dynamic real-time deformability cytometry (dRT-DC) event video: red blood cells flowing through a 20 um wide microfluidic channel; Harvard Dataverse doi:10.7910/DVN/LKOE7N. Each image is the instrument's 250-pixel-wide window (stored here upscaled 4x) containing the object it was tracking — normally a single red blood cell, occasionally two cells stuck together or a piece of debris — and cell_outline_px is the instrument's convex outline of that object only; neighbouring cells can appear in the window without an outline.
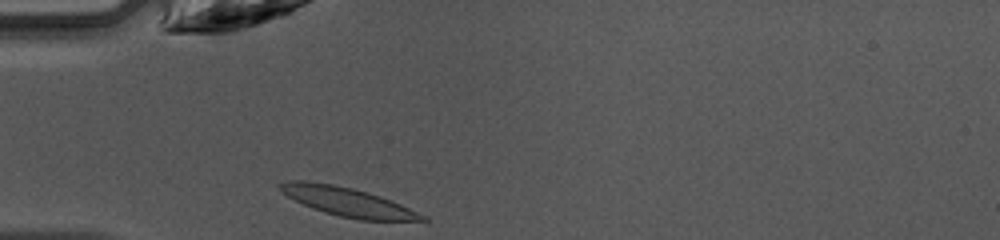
{"species": "common noctule bat (a hibernating species)", "species_latin": "Nyctalus noctula", "temperature_condition": "warm", "stored_images_in_passage": 30, "camera_frame_rate_fps": 3000, "um_per_image_px": 0.085, "animal": {"sex": "female", "body_mass_g": 10.0, "forearm_length_mm": 53.1}, "frame": {"image": 1, "passage_image": 1, "time_ms": 0.0, "image_size_px": [1000, 240], "cell_outline_px": [[428, 220], [360, 220], [340, 216], [324, 212], [312, 208], [280, 192], [280, 184], [288, 180], [308, 180], [332, 184], [352, 188], [380, 196], [400, 204], [428, 216]], "centroid_in_image_um": [29.54, 17.15], "position_along_channel_um": 55.5, "area_um2": 23.58}}
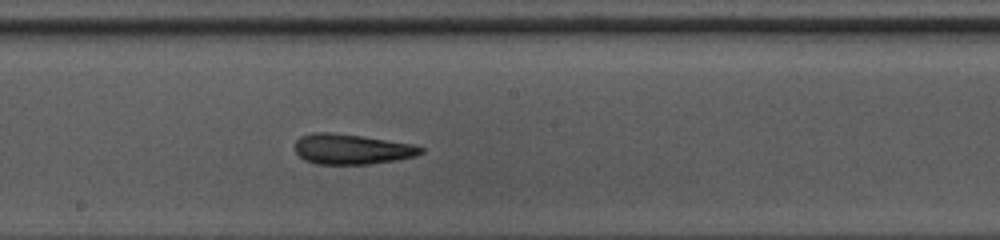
{"frame": {"image": 2, "passage_image": 13, "time_ms": 4.0, "image_size_px": [1000, 240], "cell_outline_px": [[424, 152], [416, 156], [396, 160], [368, 164], [316, 164], [304, 160], [296, 152], [296, 140], [300, 136], [312, 132], [332, 132], [360, 136], [412, 144], [424, 148]], "centroid_in_image_um": [29.88, 12.68], "position_along_channel_um": 218.3, "area_um2": 22.14}}
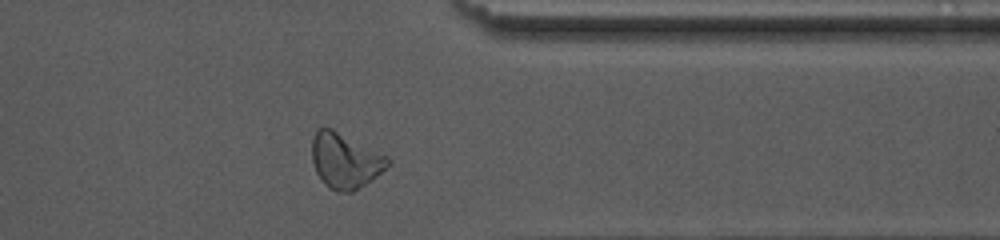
{"frame": {"image": 3, "passage_image": 25, "time_ms": 8.0, "image_size_px": [1000, 240], "cell_outline_px": [[388, 164], [376, 176], [352, 192], [336, 192], [328, 188], [320, 180], [316, 172], [312, 160], [312, 140], [316, 132], [320, 128], [332, 128], [388, 156]], "centroid_in_image_um": [29.29, 13.67], "position_along_channel_um": 382.1, "area_um2": 24.1}, "authors_computed_cell_mechanics": {"area_um2": 22.1663, "velocity_mm_per_s": 4.2389, "shape_relaxation_time_tau1_ms": 8.5905, "shape_relaxation_time_tau2_ms": 3.8998, "deformation_change_tau1": 0.2622, "deformation_change_tau2": 0.0989}}